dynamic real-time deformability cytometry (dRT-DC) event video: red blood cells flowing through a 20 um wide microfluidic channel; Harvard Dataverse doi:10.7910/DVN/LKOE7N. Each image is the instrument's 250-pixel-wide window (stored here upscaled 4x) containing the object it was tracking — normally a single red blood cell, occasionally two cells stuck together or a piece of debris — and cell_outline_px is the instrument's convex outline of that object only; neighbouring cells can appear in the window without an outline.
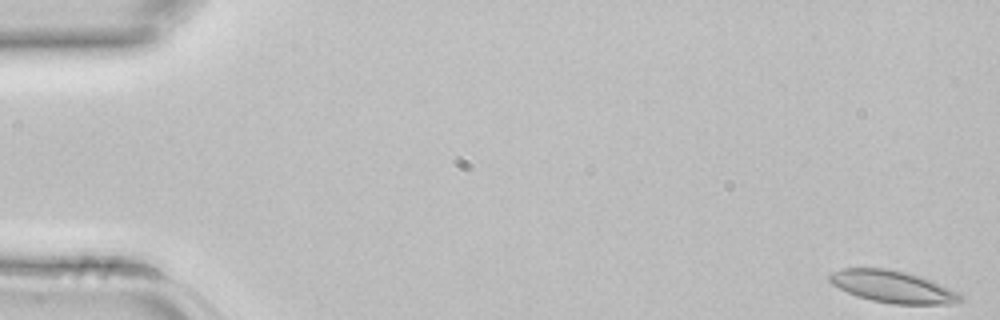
{"species": "common noctule bat (a hibernating species)", "species_latin": "Nyctalus noctula", "temperature_condition": "room temperature", "stored_images_in_passage": 4, "camera_frame_rate_fps": 3000, "um_per_image_px": 0.085, "animal": {"sex": "female", "body_mass_g": 22.7, "forearm_length_mm": 54.2}, "frame": {"image": 1, "passage_image": 1, "time_ms": 0.0, "image_size_px": [1000, 320], "cell_outline_px": [[964, 300], [952, 304], [892, 304], [872, 300], [856, 296], [832, 284], [828, 280], [828, 276], [832, 272], [840, 268], [888, 268], [920, 276], [940, 284], [964, 296]], "centroid_in_image_um": [75.87, 24.37], "position_along_channel_um": 9.1, "area_um2": 24.39}}
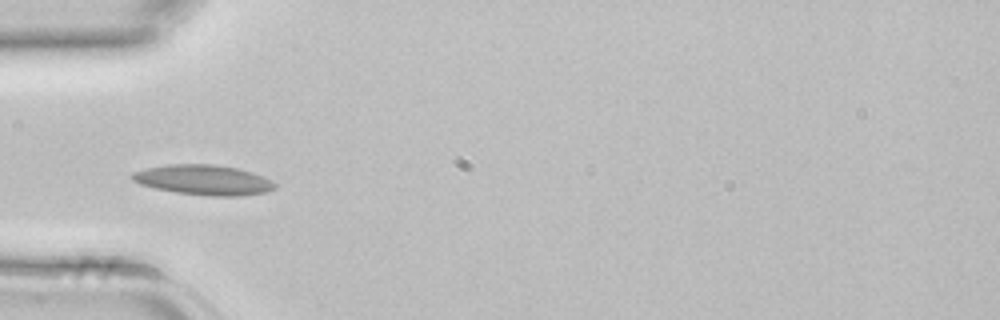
{"frame": {"image": 2, "passage_image": 4, "time_ms": 1.0, "image_size_px": [1000, 320], "cell_outline_px": [[276, 188], [268, 192], [240, 196], [208, 196], [176, 192], [156, 188], [140, 184], [132, 180], [128, 176], [132, 172], [148, 168], [168, 164], [216, 164], [236, 168], [252, 172], [264, 176], [272, 180], [276, 184]], "centroid_in_image_um": [17.33, 15.29], "position_along_channel_um": 67.7, "area_um2": 25.2}}